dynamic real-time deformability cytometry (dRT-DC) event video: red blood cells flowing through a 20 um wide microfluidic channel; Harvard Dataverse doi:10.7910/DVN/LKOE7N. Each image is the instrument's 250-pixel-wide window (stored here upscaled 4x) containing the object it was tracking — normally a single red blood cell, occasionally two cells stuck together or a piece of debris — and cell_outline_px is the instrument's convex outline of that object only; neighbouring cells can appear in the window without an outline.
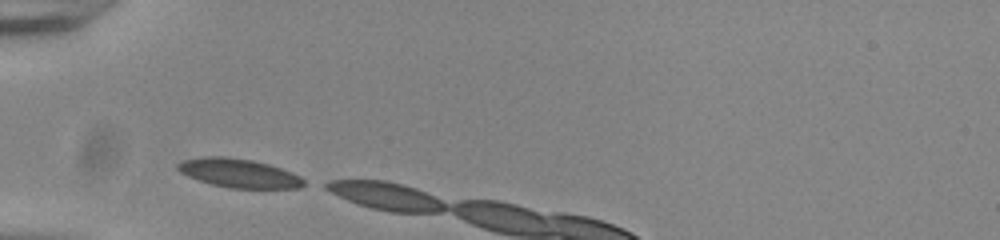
{"species": "common noctule bat (a hibernating species)", "species_latin": "Nyctalus noctula", "temperature_condition": "room temperature", "stored_images_in_passage": 3, "camera_frame_rate_fps": 3000, "um_per_image_px": 0.085, "animal": {"sex": "male", "body_mass_g": 20.0, "forearm_length_mm": 53.3}, "frame": {"image": 1, "passage_image": 1, "time_ms": 0.0, "image_size_px": [1000, 240], "cell_outline_px": [[308, 184], [300, 188], [228, 188], [212, 184], [188, 176], [180, 172], [176, 168], [176, 164], [184, 160], [204, 156], [228, 156], [252, 160], [268, 164], [292, 172], [300, 176]], "centroid_in_image_um": [20.32, 14.71], "position_along_channel_um": 64.7, "area_um2": 21.27}}